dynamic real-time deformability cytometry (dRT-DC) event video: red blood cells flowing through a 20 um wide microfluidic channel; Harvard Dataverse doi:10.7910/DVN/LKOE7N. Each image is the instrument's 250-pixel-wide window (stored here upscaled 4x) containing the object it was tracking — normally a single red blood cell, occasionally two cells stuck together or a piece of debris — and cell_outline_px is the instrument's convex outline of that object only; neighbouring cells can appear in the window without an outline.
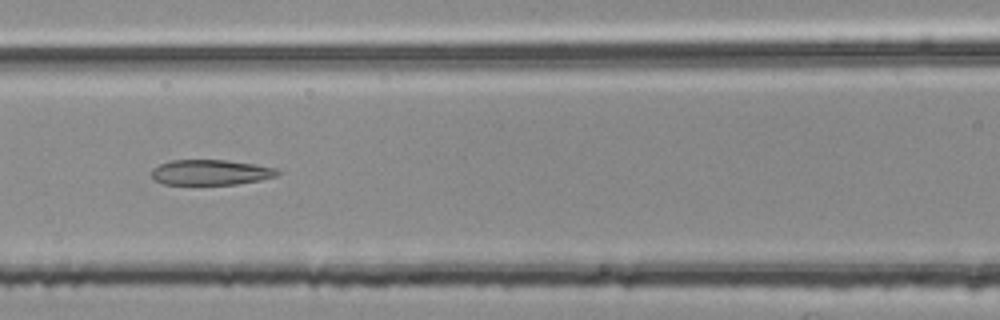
{"species": "common noctule bat (a hibernating species)", "species_latin": "Nyctalus noctula", "temperature_condition": "room temperature", "stored_images_in_passage": 38, "camera_frame_rate_fps": 3000, "um_per_image_px": 0.085, "animal": {"sex": "female", "body_mass_g": 25.1}, "frame": {"image": 1, "passage_image": 8, "time_ms": 2.333, "image_size_px": [1000, 320], "cell_outline_px": [[280, 172], [276, 176], [260, 180], [236, 184], [164, 184], [156, 180], [152, 176], [152, 168], [160, 164], [172, 160], [224, 160], [252, 164], [276, 168]], "centroid_in_image_um": [17.9, 14.65], "position_along_channel_um": 148.7, "area_um2": 18.32}}
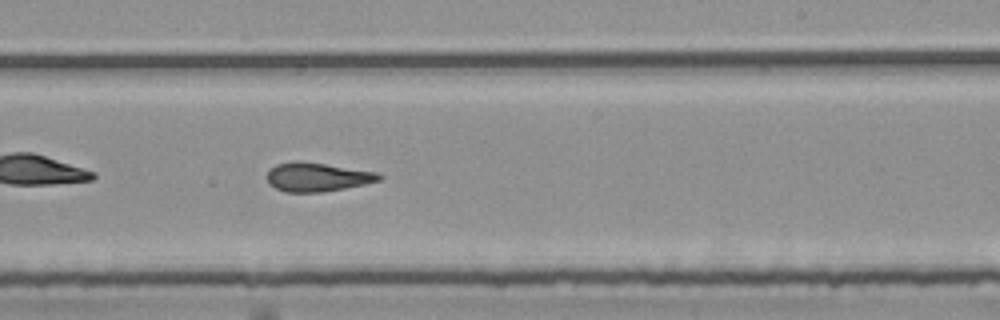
{"frame": {"image": 2, "passage_image": 17, "time_ms": 5.333, "image_size_px": [1000, 320], "cell_outline_px": [[384, 176], [380, 180], [364, 184], [344, 188], [320, 192], [284, 192], [268, 184], [268, 172], [276, 164], [296, 160], [300, 160], [380, 172]], "centroid_in_image_um": [26.99, 15.03], "position_along_channel_um": 262.0, "area_um2": 18.96}}
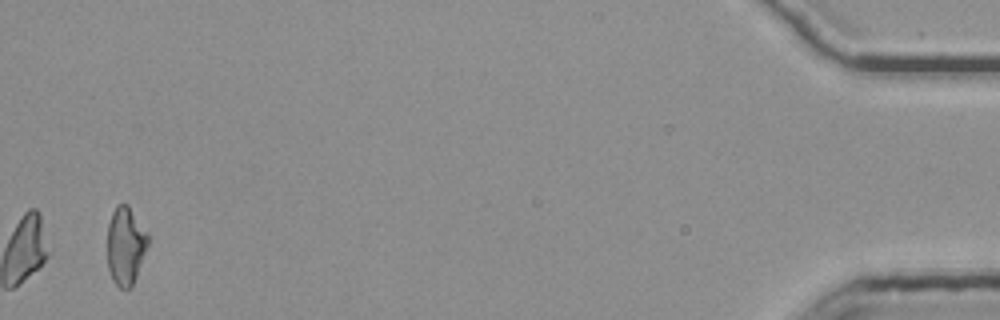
{"frame": {"image": 3, "passage_image": 37, "time_ms": 12.0, "image_size_px": [1000, 320], "cell_outline_px": [[148, 244], [132, 288], [120, 288], [112, 280], [108, 268], [108, 224], [112, 212], [116, 204], [128, 204], [148, 232]], "centroid_in_image_um": [10.68, 20.87], "position_along_channel_um": 424.5, "area_um2": 18.55}, "authors_computed_cell_mechanics": {"area_um2": 18.7272, "velocity_mm_per_s": 3.7911, "shape_relaxation_time_tau1_ms": null, "shape_relaxation_time_tau2_ms": 2.5404, "deformation_change_tau1": null, "deformation_change_tau2": 0.127}}